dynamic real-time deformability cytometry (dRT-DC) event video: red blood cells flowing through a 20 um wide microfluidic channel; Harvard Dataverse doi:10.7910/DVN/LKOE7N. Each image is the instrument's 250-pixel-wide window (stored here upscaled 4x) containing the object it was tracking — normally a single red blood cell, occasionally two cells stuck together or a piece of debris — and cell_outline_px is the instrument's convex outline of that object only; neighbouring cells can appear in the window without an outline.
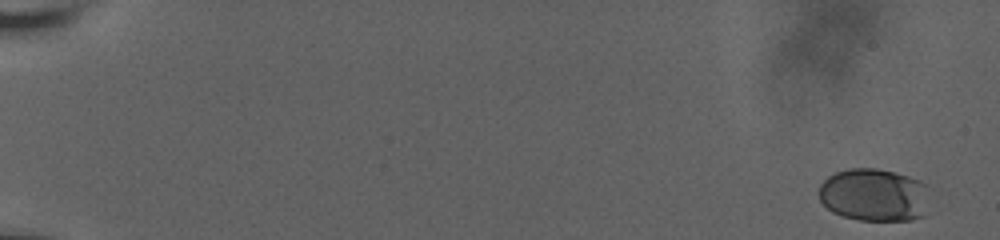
{"species": "human", "species_latin": "Homo sapiens", "temperature_condition": "room temperature", "stored_images_in_passage": 59, "camera_frame_rate_fps": 3000, "um_per_image_px": 0.085, "donor": {"sex": "male"}, "frame": {"image": 1, "passage_image": 1, "time_ms": 0.0, "image_size_px": [1000, 240], "cell_outline_px": [[928, 184], [924, 216], [912, 220], [860, 220], [844, 216], [832, 212], [820, 200], [820, 184], [828, 176], [836, 172], [848, 168], [876, 168], [908, 176], [920, 180]], "centroid_in_image_um": [74.3, 16.56], "position_along_channel_um": 10.7, "area_um2": 34.04}}
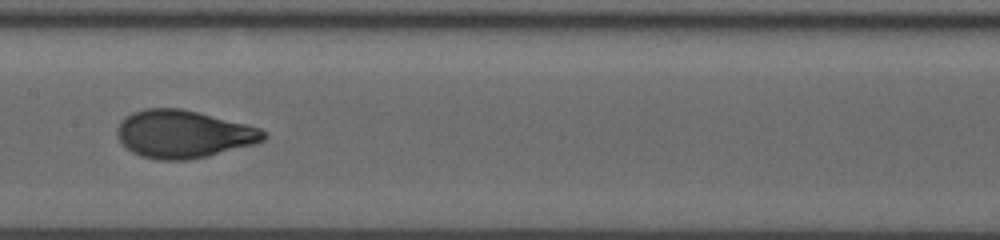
{"frame": {"image": 2, "passage_image": 33, "time_ms": 10.667, "image_size_px": [1000, 240], "cell_outline_px": [[268, 136], [264, 140], [256, 144], [208, 156], [188, 160], [160, 160], [140, 156], [132, 152], [120, 144], [116, 136], [116, 128], [120, 120], [124, 116], [132, 112], [144, 108], [180, 108], [260, 128], [268, 132]], "centroid_in_image_um": [15.54, 11.41], "position_along_channel_um": 191.9, "area_um2": 41.1}}
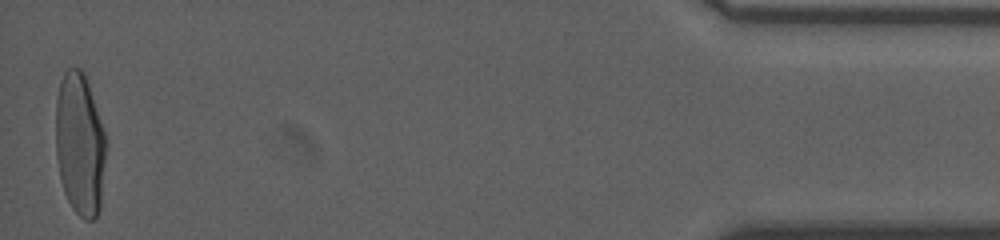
{"frame": {"image": 3, "passage_image": 59, "time_ms": 19.333, "image_size_px": [1000, 240], "cell_outline_px": [[104, 160], [100, 208], [96, 216], [92, 220], [84, 220], [72, 208], [64, 192], [60, 176], [56, 156], [56, 100], [60, 80], [64, 72], [68, 68], [80, 68], [84, 72], [104, 132]], "centroid_in_image_um": [6.75, 12.25], "position_along_channel_um": 428.4, "area_um2": 41.21}, "authors_computed_cell_mechanics": {"area_um2": 39.5352, "velocity_mm_per_s": 3.6524, "shape_relaxation_time_tau1_ms": 4.9371, "shape_relaxation_time_tau2_ms": null, "deformation_change_tau1": 0.2103, "deformation_change_tau2": null}}